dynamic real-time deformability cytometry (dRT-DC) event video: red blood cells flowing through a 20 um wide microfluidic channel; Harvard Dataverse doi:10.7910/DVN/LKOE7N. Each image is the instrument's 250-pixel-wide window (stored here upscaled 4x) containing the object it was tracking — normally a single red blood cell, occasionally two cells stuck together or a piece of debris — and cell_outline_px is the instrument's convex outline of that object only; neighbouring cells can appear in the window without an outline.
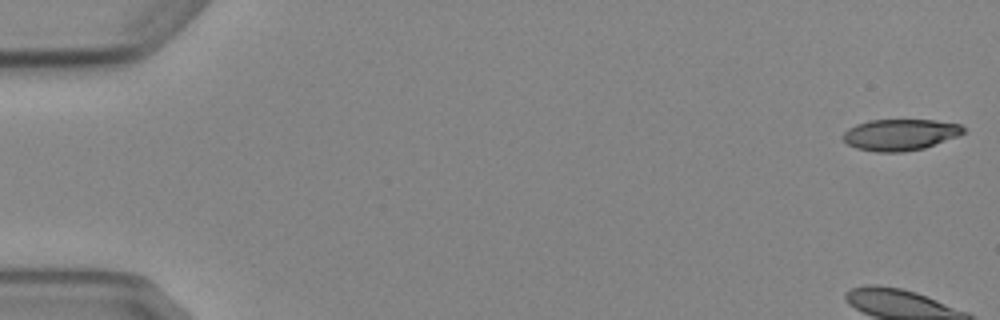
{"species": "Egyptian fruit bat (a non-hibernating species)", "species_latin": "Rousettus aegyptiacus", "temperature_condition": "cold", "stored_images_in_passage": 11, "camera_frame_rate_fps": 3000, "um_per_image_px": 0.085, "animal": {"sex": "female"}, "frame": {"image": 1, "passage_image": 1, "time_ms": 0.0, "image_size_px": [1000, 320], "cell_outline_px": [[964, 132], [956, 136], [924, 148], [904, 152], [876, 152], [856, 148], [848, 144], [840, 136], [848, 128], [856, 124], [872, 120], [936, 120], [960, 124], [964, 128]], "centroid_in_image_um": [76.47, 11.45], "position_along_channel_um": 8.5, "area_um2": 21.91}}